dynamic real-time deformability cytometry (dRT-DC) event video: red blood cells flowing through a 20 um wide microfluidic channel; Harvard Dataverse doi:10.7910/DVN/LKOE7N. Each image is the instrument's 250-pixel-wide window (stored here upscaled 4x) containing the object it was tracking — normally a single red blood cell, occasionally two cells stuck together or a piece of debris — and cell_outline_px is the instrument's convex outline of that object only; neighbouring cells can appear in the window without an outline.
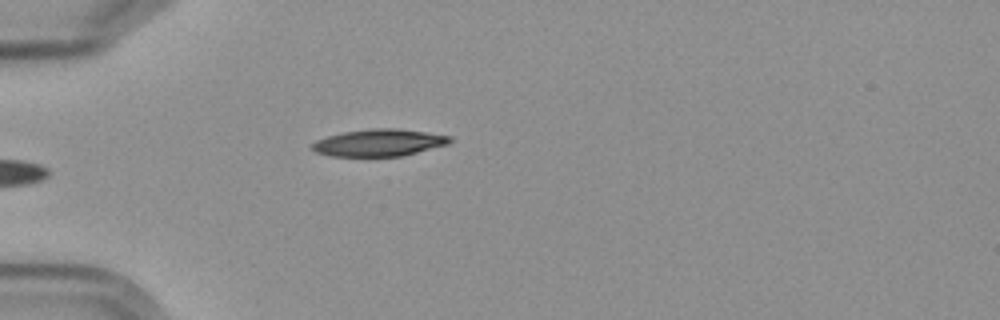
{"species": "Egyptian fruit bat (a non-hibernating species)", "species_latin": "Rousettus aegyptiacus", "temperature_condition": "cold", "stored_images_in_passage": 7, "camera_frame_rate_fps": 3000, "um_per_image_px": 0.085, "frame": {"image": 1, "passage_image": 7, "time_ms": 7.0, "image_size_px": [1000, 320], "cell_outline_px": [[452, 140], [448, 144], [400, 156], [332, 156], [316, 152], [312, 148], [312, 144], [316, 140], [328, 136], [344, 132], [372, 128], [396, 128], [452, 136]], "centroid_in_image_um": [32.21, 12.12], "position_along_channel_um": 52.8, "area_um2": 21.44}}